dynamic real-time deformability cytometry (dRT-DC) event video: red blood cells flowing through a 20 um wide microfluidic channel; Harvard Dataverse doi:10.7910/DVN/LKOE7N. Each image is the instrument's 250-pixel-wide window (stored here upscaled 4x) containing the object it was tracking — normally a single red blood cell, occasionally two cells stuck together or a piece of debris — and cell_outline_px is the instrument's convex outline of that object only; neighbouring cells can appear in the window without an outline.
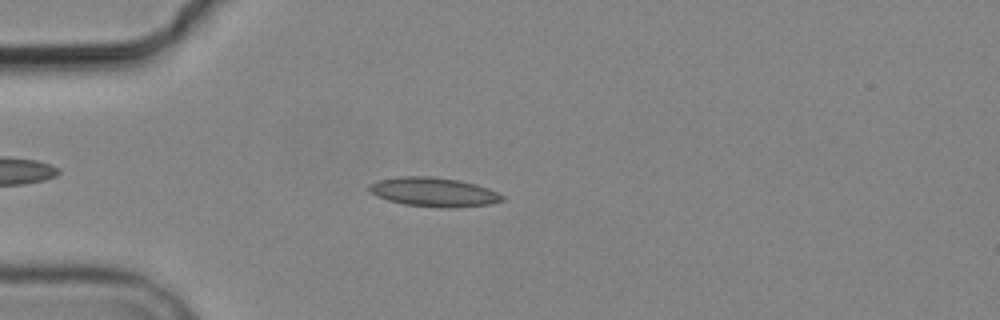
{"species": "common noctule bat (a hibernating species)", "species_latin": "Nyctalus noctula", "temperature_condition": "cold", "stored_images_in_passage": 5, "camera_frame_rate_fps": 3000, "um_per_image_px": 0.085, "animal": {"sex": "male", "body_mass_g": 19.2, "forearm_length_mm": 51.8}, "frame": {"image": 1, "passage_image": 4, "time_ms": 3.667, "image_size_px": [1000, 320], "cell_outline_px": [[504, 200], [492, 204], [452, 208], [440, 208], [404, 204], [388, 200], [376, 196], [368, 188], [368, 184], [380, 180], [396, 176], [432, 176], [460, 180], [476, 184], [488, 188], [504, 196]], "centroid_in_image_um": [36.88, 16.32], "position_along_channel_um": 48.1, "area_um2": 22.77}}